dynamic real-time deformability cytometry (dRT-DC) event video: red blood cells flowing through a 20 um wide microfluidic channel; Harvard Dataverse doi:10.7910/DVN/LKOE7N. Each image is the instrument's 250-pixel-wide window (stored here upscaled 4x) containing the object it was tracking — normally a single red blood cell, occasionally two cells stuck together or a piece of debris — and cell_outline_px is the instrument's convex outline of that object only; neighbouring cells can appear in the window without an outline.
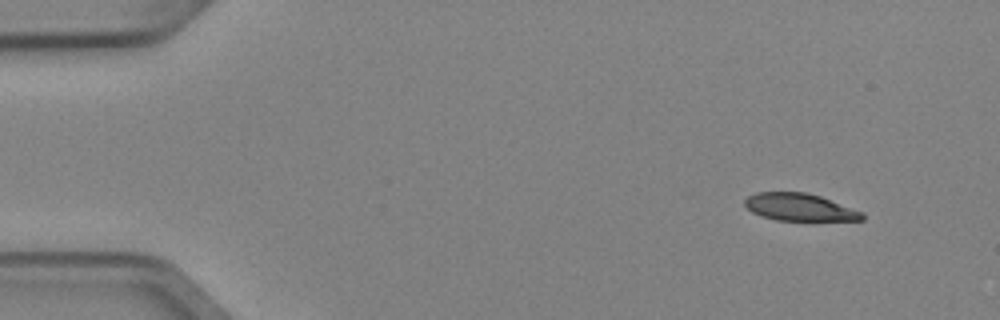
{"species": "Egyptian fruit bat (a non-hibernating species)", "species_latin": "Rousettus aegyptiacus", "temperature_condition": "cold", "stored_images_in_passage": 4, "camera_frame_rate_fps": 3000, "um_per_image_px": 0.085, "animal": {"sex": "female"}, "frame": {"image": 1, "passage_image": 1, "time_ms": 0.0, "image_size_px": [1000, 320], "cell_outline_px": [[864, 220], [776, 220], [760, 216], [752, 212], [744, 204], [744, 200], [748, 196], [756, 192], [808, 192], [820, 196], [864, 212]], "centroid_in_image_um": [67.96, 17.6], "position_along_channel_um": 17.0, "area_um2": 18.73}}
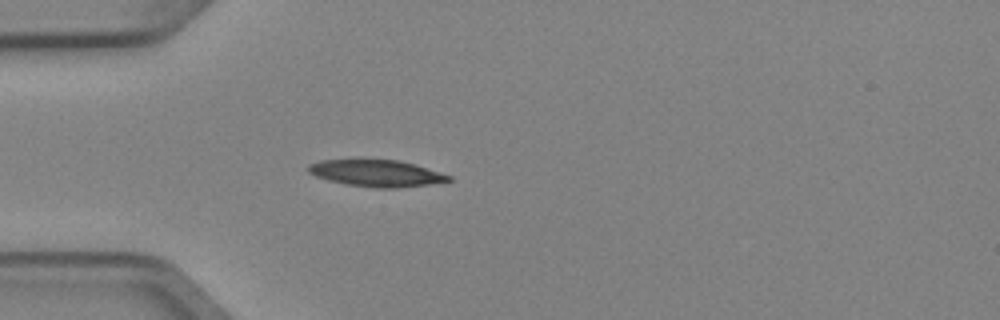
{"frame": {"image": 2, "passage_image": 4, "time_ms": 1.0, "image_size_px": [1000, 320], "cell_outline_px": [[452, 180], [428, 184], [396, 188], [376, 188], [348, 184], [328, 180], [316, 176], [308, 172], [308, 164], [320, 160], [400, 160], [416, 164], [452, 176]], "centroid_in_image_um": [32.01, 14.72], "position_along_channel_um": 53.0, "area_um2": 21.68}}